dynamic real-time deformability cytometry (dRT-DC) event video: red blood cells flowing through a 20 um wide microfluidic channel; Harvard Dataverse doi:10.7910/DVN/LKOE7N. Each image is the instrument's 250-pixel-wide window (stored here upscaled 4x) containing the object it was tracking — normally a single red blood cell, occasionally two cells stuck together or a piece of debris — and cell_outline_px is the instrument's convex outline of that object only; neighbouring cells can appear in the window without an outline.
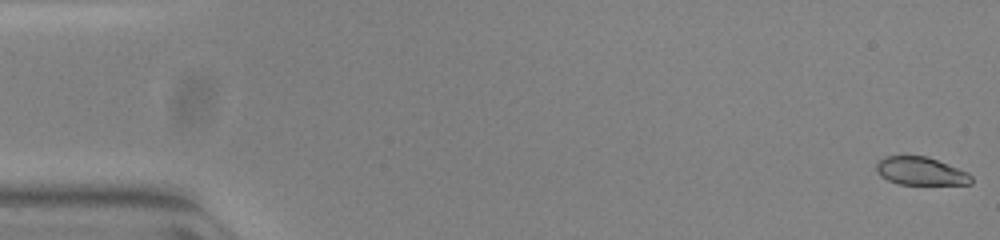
{"species": "common noctule bat (a hibernating species)", "species_latin": "Nyctalus noctula", "temperature_condition": "warm", "stored_images_in_passage": 53, "camera_frame_rate_fps": 3000, "um_per_image_px": 0.085, "animal": {"sex": "female", "body_mass_g": 23.0, "forearm_length_mm": 53.4}, "frame": {"image": 1, "passage_image": 1, "time_ms": 0.0, "image_size_px": [1000, 240], "cell_outline_px": [[972, 184], [900, 184], [888, 180], [880, 176], [876, 172], [876, 160], [884, 156], [928, 156], [968, 172], [972, 176]], "centroid_in_image_um": [78.23, 14.53], "position_along_channel_um": 6.8, "area_um2": 15.66}}
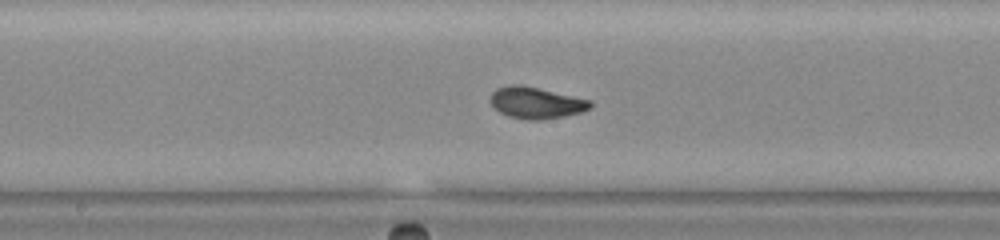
{"frame": {"image": 2, "passage_image": 28, "time_ms": 9.0, "image_size_px": [1000, 240], "cell_outline_px": [[592, 108], [580, 112], [564, 116], [540, 120], [528, 120], [508, 116], [500, 112], [488, 100], [492, 92], [496, 88], [508, 84], [520, 84], [592, 100]], "centroid_in_image_um": [45.55, 8.73], "position_along_channel_um": 202.6, "area_um2": 18.44}}
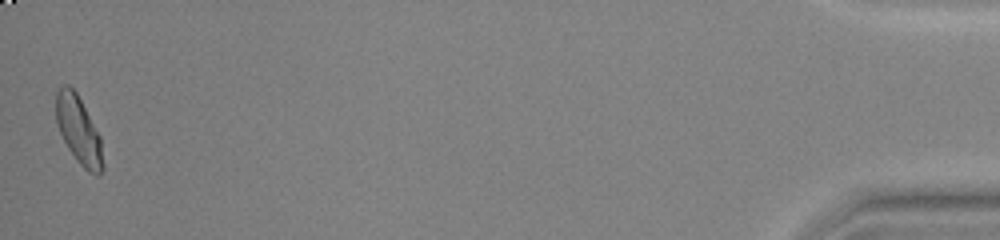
{"frame": {"image": 3, "passage_image": 53, "time_ms": 17.333, "image_size_px": [1000, 240], "cell_outline_px": [[104, 168], [100, 176], [96, 176], [88, 172], [76, 160], [68, 148], [60, 132], [56, 120], [56, 92], [64, 84], [68, 84], [76, 92], [100, 136], [104, 164]], "centroid_in_image_um": [6.7, 11.11], "position_along_channel_um": 428.5, "area_um2": 18.44}, "authors_computed_cell_mechanics": {"area_um2": 17.6868, "velocity_mm_per_s": 3.8758, "shape_relaxation_time_tau1_ms": 6.5091, "shape_relaxation_time_tau2_ms": 1.1417, "deformation_change_tau1": 0.241, "deformation_change_tau2": 0.0459}}